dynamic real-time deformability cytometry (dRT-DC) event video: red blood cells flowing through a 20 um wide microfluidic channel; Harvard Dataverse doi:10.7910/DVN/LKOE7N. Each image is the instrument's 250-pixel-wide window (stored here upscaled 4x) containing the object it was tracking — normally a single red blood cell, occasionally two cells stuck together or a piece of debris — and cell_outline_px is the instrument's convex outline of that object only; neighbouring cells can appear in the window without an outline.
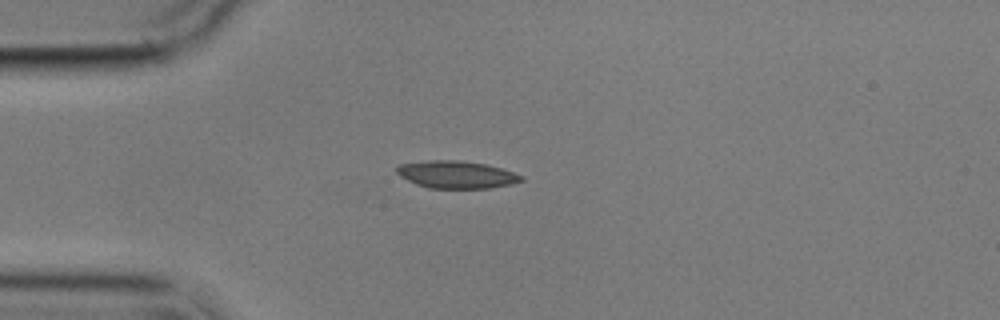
{"species": "common noctule bat (a hibernating species)", "species_latin": "Nyctalus noctula", "temperature_condition": "cold", "stored_images_in_passage": 3, "camera_frame_rate_fps": 3000, "um_per_image_px": 0.085, "animal": {"sex": "male", "body_mass_g": 17.9}, "frame": {"image": 1, "passage_image": 1, "time_ms": 0.0, "image_size_px": [1000, 320], "cell_outline_px": [[524, 180], [512, 184], [488, 188], [428, 188], [416, 184], [400, 176], [396, 172], [396, 168], [400, 164], [424, 160], [460, 160], [484, 164], [500, 168], [524, 176]], "centroid_in_image_um": [38.78, 14.83], "position_along_channel_um": 46.2, "area_um2": 19.88}}
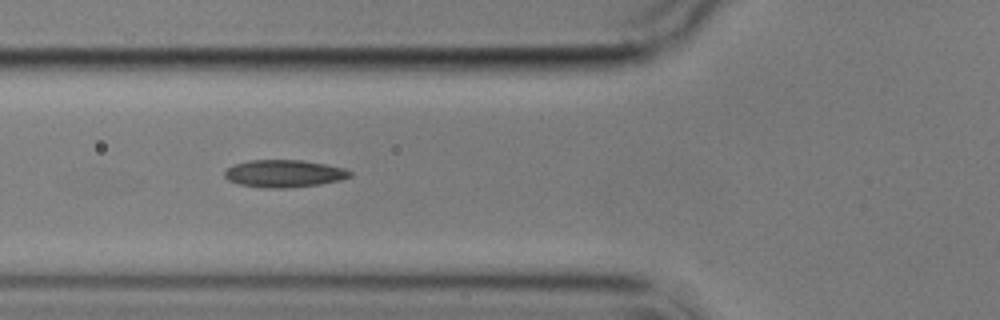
{"frame": {"image": 2, "passage_image": 3, "time_ms": 2.0, "image_size_px": [1000, 320], "cell_outline_px": [[352, 176], [340, 180], [320, 184], [288, 188], [264, 188], [240, 184], [228, 180], [224, 176], [224, 172], [232, 164], [248, 160], [300, 160], [324, 164], [344, 168], [352, 172]], "centroid_in_image_um": [24.13, 14.75], "position_along_channel_um": 101.7, "area_um2": 20.06}}